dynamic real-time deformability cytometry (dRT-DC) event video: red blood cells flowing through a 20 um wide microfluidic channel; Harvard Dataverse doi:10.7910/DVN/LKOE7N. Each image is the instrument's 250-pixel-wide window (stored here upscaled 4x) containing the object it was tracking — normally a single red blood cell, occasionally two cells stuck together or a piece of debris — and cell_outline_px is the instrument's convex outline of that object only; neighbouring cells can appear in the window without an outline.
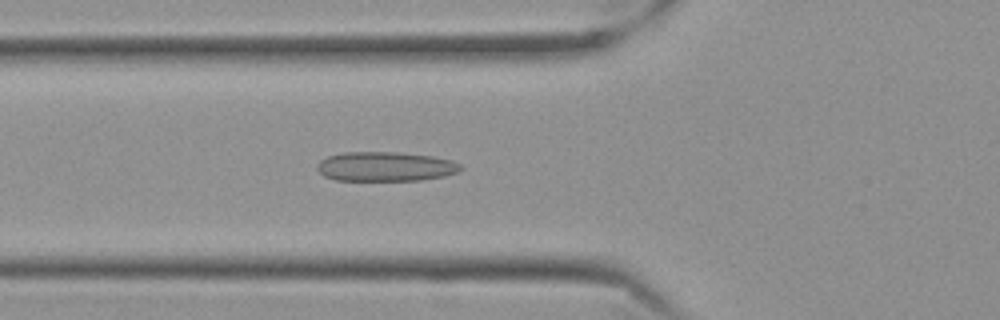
{"species": "Egyptian fruit bat (a non-hibernating species)", "species_latin": "Rousettus aegyptiacus", "temperature_condition": "cold", "stored_images_in_passage": 57, "camera_frame_rate_fps": 3000, "um_per_image_px": 0.085, "frame": {"image": 1, "passage_image": 21, "time_ms": 6.667, "image_size_px": [1000, 320], "cell_outline_px": [[464, 168], [456, 172], [444, 176], [420, 180], [336, 180], [324, 176], [316, 168], [316, 164], [320, 160], [328, 156], [344, 152], [400, 152], [432, 156], [452, 160], [460, 164]], "centroid_in_image_um": [32.75, 14.15], "position_along_channel_um": 93.0, "area_um2": 24.68}}
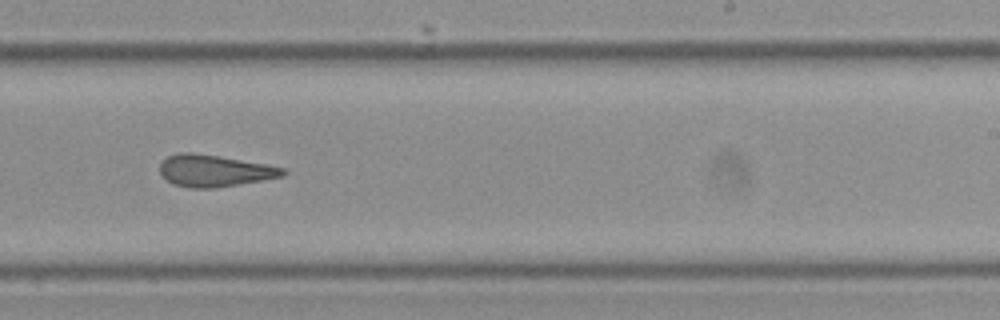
{"frame": {"image": 2, "passage_image": 36, "time_ms": 11.667, "image_size_px": [1000, 320], "cell_outline_px": [[288, 172], [284, 176], [212, 188], [192, 188], [172, 184], [160, 172], [160, 164], [168, 156], [180, 152], [192, 152], [220, 156], [264, 164], [284, 168]], "centroid_in_image_um": [18.21, 14.5], "position_along_channel_um": 270.8, "area_um2": 22.48}}
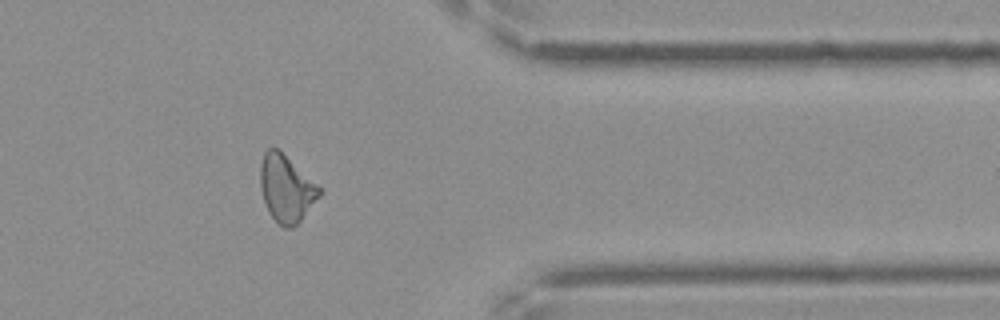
{"frame": {"image": 3, "passage_image": 47, "time_ms": 15.333, "image_size_px": [1000, 320], "cell_outline_px": [[320, 196], [300, 220], [292, 228], [284, 228], [268, 212], [260, 188], [260, 164], [264, 152], [268, 148], [280, 148], [320, 188]], "centroid_in_image_um": [24.3, 15.99], "position_along_channel_um": 387.1, "area_um2": 22.89}, "authors_computed_cell_mechanics": {"area_um2": 23.5824, "velocity_mm_per_s": 3.5354, "shape_relaxation_time_tau1_ms": 10.1245, "shape_relaxation_time_tau2_ms": 2.6114, "deformation_change_tau1": 0.1692, "deformation_change_tau2": 0.1266}}